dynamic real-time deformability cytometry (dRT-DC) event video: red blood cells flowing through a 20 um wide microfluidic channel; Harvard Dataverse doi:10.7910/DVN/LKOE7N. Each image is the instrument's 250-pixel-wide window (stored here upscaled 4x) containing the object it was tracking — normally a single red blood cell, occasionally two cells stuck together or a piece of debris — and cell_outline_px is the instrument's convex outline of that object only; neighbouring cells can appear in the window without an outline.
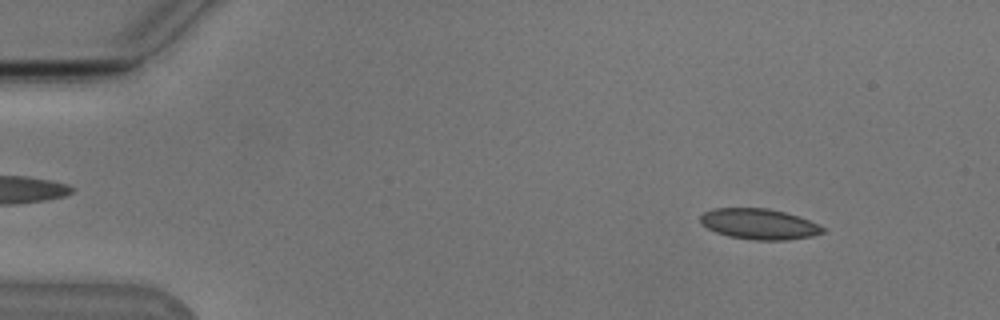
{"species": "Egyptian fruit bat (a non-hibernating species)", "species_latin": "Rousettus aegyptiacus", "temperature_condition": "cold", "stored_images_in_passage": 53, "camera_frame_rate_fps": 3000, "um_per_image_px": 0.085, "animal": {"sex": "male"}, "frame": {"image": 1, "passage_image": 6, "time_ms": 1.667, "image_size_px": [1000, 320], "cell_outline_px": [[824, 232], [812, 236], [788, 240], [756, 240], [728, 236], [716, 232], [708, 228], [700, 220], [700, 216], [704, 212], [712, 208], [768, 208], [784, 212], [808, 220], [824, 228]], "centroid_in_image_um": [64.5, 19.04], "position_along_channel_um": 20.5, "area_um2": 21.62}}
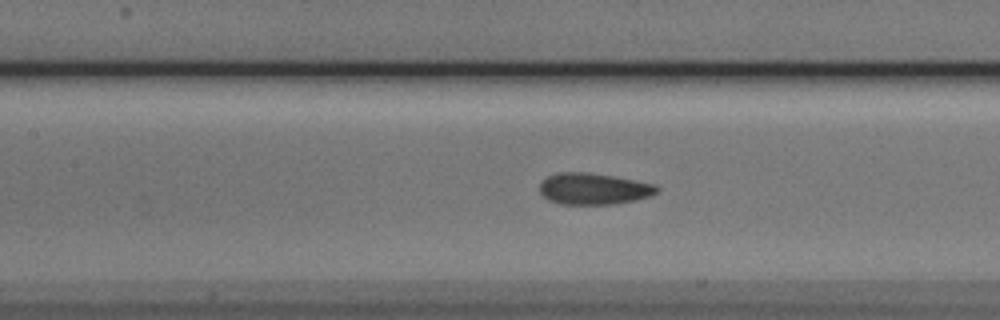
{"frame": {"image": 2, "passage_image": 24, "time_ms": 7.667, "image_size_px": [1000, 320], "cell_outline_px": [[660, 192], [652, 196], [636, 200], [616, 204], [560, 204], [548, 200], [540, 192], [540, 180], [556, 172], [588, 172], [612, 176], [656, 184], [660, 188]], "centroid_in_image_um": [50.48, 16.05], "position_along_channel_um": 156.9, "area_um2": 21.79}}
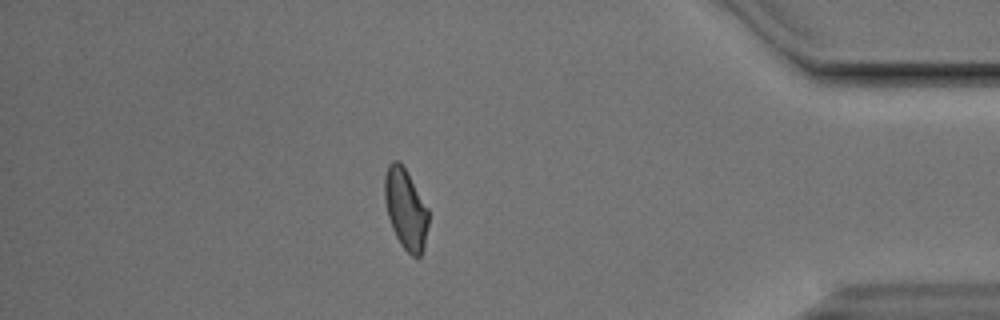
{"frame": {"image": 3, "passage_image": 46, "time_ms": 15.0, "image_size_px": [1000, 320], "cell_outline_px": [[428, 224], [424, 248], [420, 256], [412, 256], [400, 244], [392, 228], [388, 216], [384, 196], [384, 176], [388, 164], [392, 160], [400, 160], [428, 208]], "centroid_in_image_um": [34.47, 17.74], "position_along_channel_um": 400.7, "area_um2": 20.52}, "authors_computed_cell_mechanics": {"area_um2": 21.1548, "velocity_mm_per_s": 3.8349, "shape_relaxation_time_tau1_ms": 6.4917, "shape_relaxation_time_tau2_ms": 1.253, "deformation_change_tau1": 0.1345, "deformation_change_tau2": 0.068}}